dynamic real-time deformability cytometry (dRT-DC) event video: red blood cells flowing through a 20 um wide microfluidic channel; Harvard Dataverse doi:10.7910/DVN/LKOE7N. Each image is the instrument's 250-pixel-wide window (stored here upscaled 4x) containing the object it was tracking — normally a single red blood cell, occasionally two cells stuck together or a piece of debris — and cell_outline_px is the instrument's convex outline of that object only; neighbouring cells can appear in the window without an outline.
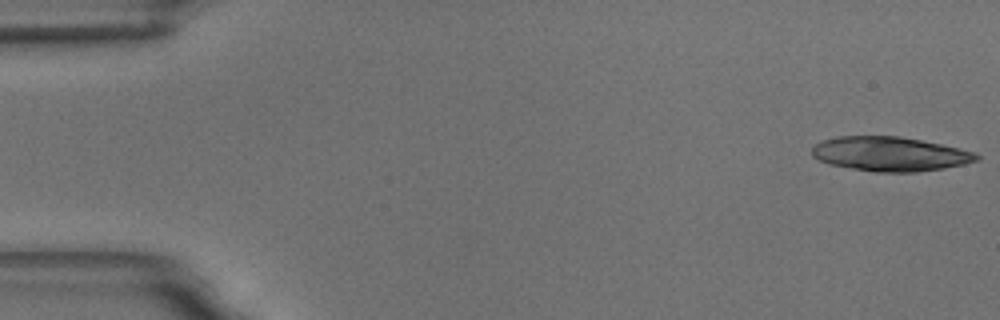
{"species": "common noctule bat (a hibernating species)", "species_latin": "Nyctalus noctula", "temperature_condition": "room temperature", "stored_images_in_passage": 5, "camera_frame_rate_fps": 3000, "um_per_image_px": 0.085, "animal": {"sex": "male", "body_mass_g": 18.8}, "frame": {"image": 1, "passage_image": 1, "time_ms": 0.0, "image_size_px": [1000, 320], "cell_outline_px": [[980, 160], [964, 164], [944, 168], [916, 172], [876, 172], [828, 164], [812, 156], [812, 148], [816, 144], [824, 140], [836, 136], [900, 136], [940, 144], [976, 152], [980, 156]], "centroid_in_image_um": [75.66, 13.09], "position_along_channel_um": 9.3, "area_um2": 32.89}}